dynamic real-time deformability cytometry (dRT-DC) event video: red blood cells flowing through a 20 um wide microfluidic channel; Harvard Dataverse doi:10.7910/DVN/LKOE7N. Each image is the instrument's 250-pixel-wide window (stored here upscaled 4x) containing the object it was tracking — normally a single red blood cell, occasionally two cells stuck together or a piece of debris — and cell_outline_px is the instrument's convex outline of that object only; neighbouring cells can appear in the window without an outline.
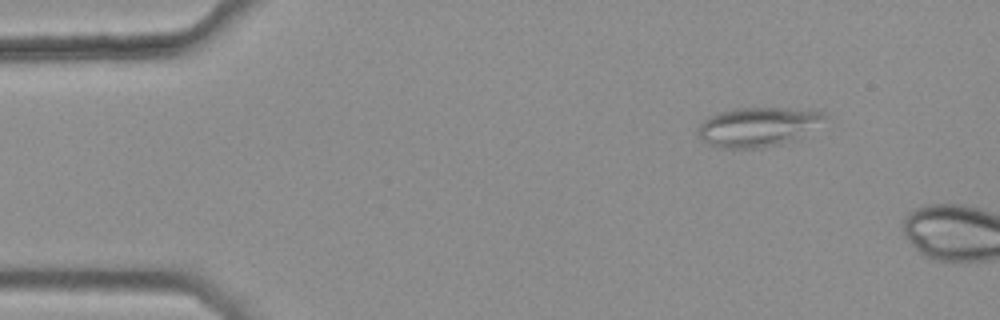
{"species": "common noctule bat (a hibernating species)", "species_latin": "Nyctalus noctula", "temperature_condition": "warm", "stored_images_in_passage": 4, "camera_frame_rate_fps": 3000, "um_per_image_px": 0.085, "animal": {"sex": "female", "body_mass_g": 25.1}, "frame": {"image": 1, "passage_image": 1, "time_ms": 0.0, "image_size_px": [1000, 320], "cell_outline_px": [[828, 116], [792, 140], [780, 144], [764, 148], [720, 148], [708, 144], [700, 136], [700, 124], [704, 120], [720, 112], [736, 108], [788, 108], [824, 112]], "centroid_in_image_um": [64.37, 10.78], "position_along_channel_um": 20.6, "area_um2": 28.15}}